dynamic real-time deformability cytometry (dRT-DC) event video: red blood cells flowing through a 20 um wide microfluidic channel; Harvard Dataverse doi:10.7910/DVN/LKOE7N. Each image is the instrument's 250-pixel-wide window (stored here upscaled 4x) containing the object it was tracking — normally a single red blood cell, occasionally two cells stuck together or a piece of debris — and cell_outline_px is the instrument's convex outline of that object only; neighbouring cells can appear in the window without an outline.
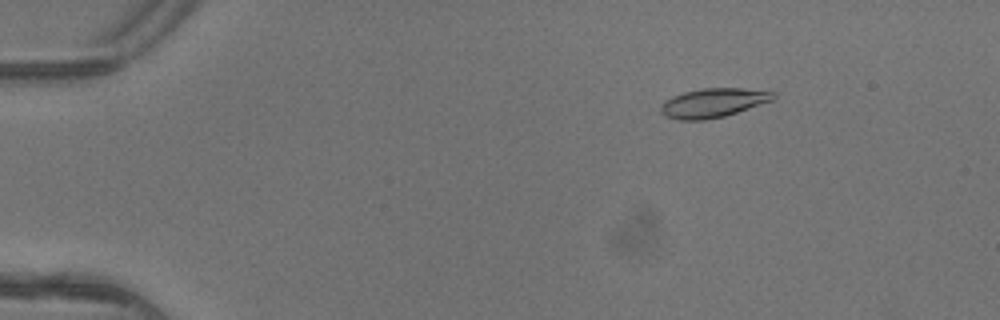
{"species": "common noctule bat (a hibernating species)", "species_latin": "Nyctalus noctula", "temperature_condition": "warm", "stored_images_in_passage": 5, "camera_frame_rate_fps": 3000, "um_per_image_px": 0.085, "animal": {"sex": "female"}, "frame": {"image": 1, "passage_image": 3, "time_ms": 0.667, "image_size_px": [1000, 320], "cell_outline_px": [[776, 96], [772, 100], [724, 116], [704, 120], [680, 120], [664, 116], [660, 112], [660, 108], [664, 100], [672, 96], [684, 92], [700, 88], [740, 88], [776, 92]], "centroid_in_image_um": [60.57, 8.74], "position_along_channel_um": 24.4, "area_um2": 19.02}}